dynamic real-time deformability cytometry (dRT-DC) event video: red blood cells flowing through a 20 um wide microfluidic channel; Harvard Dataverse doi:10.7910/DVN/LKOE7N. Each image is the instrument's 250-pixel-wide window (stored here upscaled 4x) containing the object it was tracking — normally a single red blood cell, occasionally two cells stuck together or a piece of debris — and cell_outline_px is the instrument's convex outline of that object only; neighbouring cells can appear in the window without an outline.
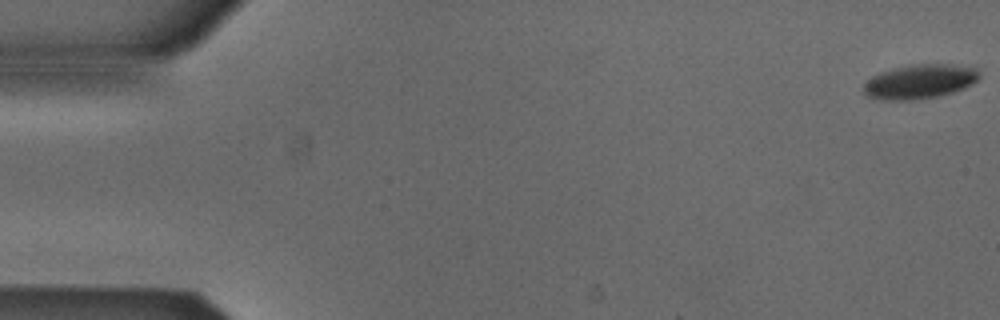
{"species": "Egyptian fruit bat (a non-hibernating species)", "species_latin": "Rousettus aegyptiacus", "temperature_condition": "cold", "stored_images_in_passage": 54, "camera_frame_rate_fps": 3000, "um_per_image_px": 0.085, "animal": {"sex": "male"}, "frame": {"image": 1, "passage_image": 1, "time_ms": 0.0, "image_size_px": [1000, 320], "cell_outline_px": [[980, 76], [972, 84], [964, 88], [940, 96], [908, 100], [884, 100], [868, 96], [864, 92], [864, 84], [872, 76], [880, 72], [892, 68], [916, 64], [948, 64], [976, 68], [980, 72]], "centroid_in_image_um": [78.18, 6.93], "position_along_channel_um": 6.8, "area_um2": 23.0}}
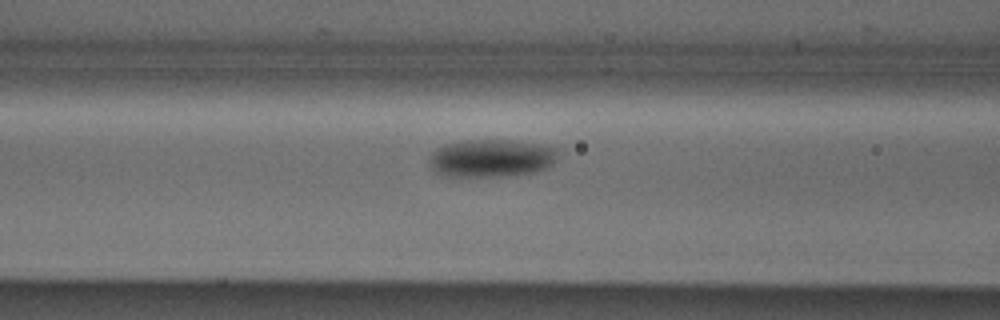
{"frame": {"image": 2, "passage_image": 22, "time_ms": 7.0, "image_size_px": [1000, 320], "cell_outline_px": [[556, 160], [548, 168], [536, 172], [508, 176], [444, 176], [432, 172], [428, 168], [428, 156], [436, 148], [444, 144], [468, 140], [512, 140], [540, 144], [556, 148]], "centroid_in_image_um": [41.69, 13.45], "position_along_channel_um": 124.9, "area_um2": 28.84}}
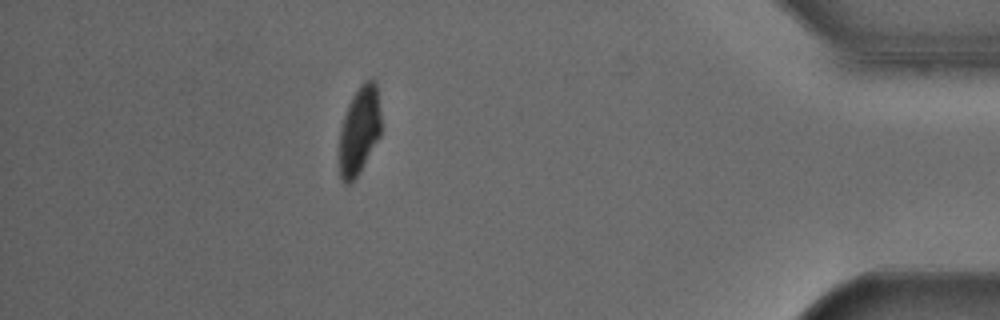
{"frame": {"image": 3, "passage_image": 48, "time_ms": 15.667, "image_size_px": [1000, 320], "cell_outline_px": [[380, 136], [356, 176], [348, 184], [344, 184], [340, 176], [340, 132], [344, 116], [348, 104], [352, 96], [360, 84], [364, 80], [372, 76], [376, 80], [380, 112]], "centroid_in_image_um": [30.55, 10.99], "position_along_channel_um": 404.6, "area_um2": 21.21}, "authors_computed_cell_mechanics": {"area_um2": 25.0563, "velocity_mm_per_s": 3.8066, "shape_relaxation_time_tau1_ms": 2.1046, "shape_relaxation_time_tau2_ms": null, "deformation_change_tau1": 0.1159, "deformation_change_tau2": null}}